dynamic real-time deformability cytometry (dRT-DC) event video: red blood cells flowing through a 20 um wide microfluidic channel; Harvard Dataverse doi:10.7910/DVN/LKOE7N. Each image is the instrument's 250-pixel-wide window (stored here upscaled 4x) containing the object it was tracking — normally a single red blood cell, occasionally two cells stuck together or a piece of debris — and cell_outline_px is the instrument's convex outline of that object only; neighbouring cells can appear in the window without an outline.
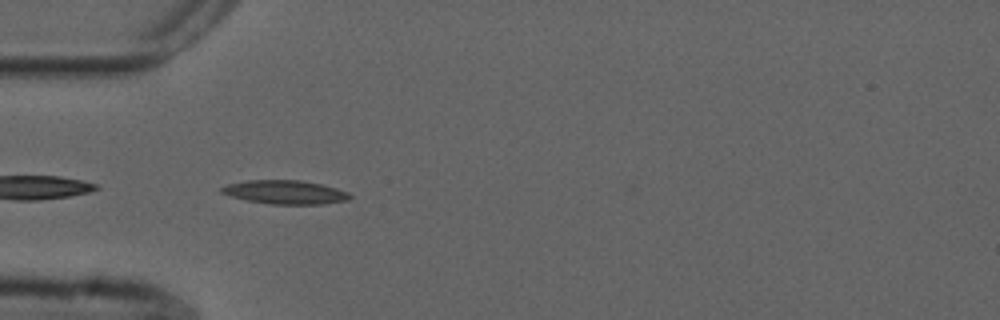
{"species": "common noctule bat (a hibernating species)", "species_latin": "Nyctalus noctula", "temperature_condition": "cold", "stored_images_in_passage": 33, "camera_frame_rate_fps": 3000, "um_per_image_px": 0.085, "animal": {"sex": "male", "forearm_length_mm": 52.5}, "frame": {"image": 1, "passage_image": 2, "time_ms": 0.333, "image_size_px": [1000, 320], "cell_outline_px": [[352, 196], [348, 200], [320, 204], [272, 204], [248, 200], [232, 196], [220, 192], [220, 188], [228, 184], [248, 180], [300, 180], [320, 184], [336, 188], [348, 192]], "centroid_in_image_um": [24.25, 16.33], "position_along_channel_um": 60.8, "area_um2": 17.51}}
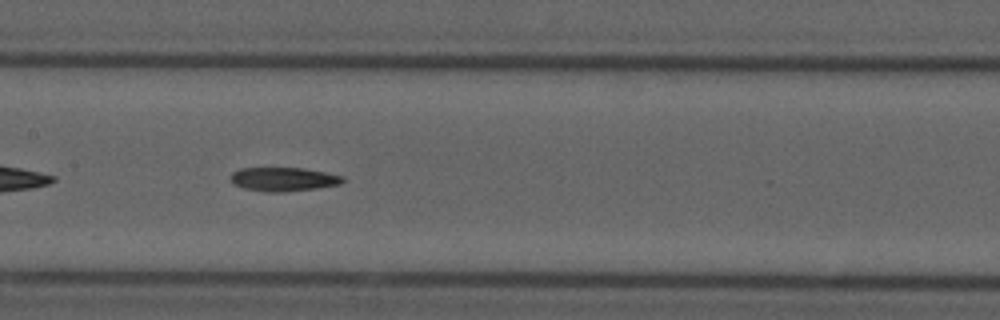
{"frame": {"image": 2, "passage_image": 12, "time_ms": 3.667, "image_size_px": [1000, 320], "cell_outline_px": [[344, 180], [340, 184], [316, 188], [280, 192], [268, 192], [244, 188], [232, 184], [232, 172], [240, 168], [304, 168], [344, 176]], "centroid_in_image_um": [24.09, 15.23], "position_along_channel_um": 183.3, "area_um2": 15.43}}
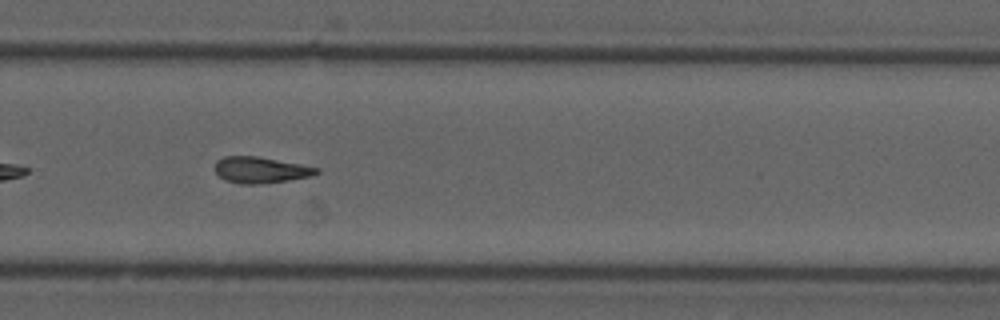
{"frame": {"image": 3, "passage_image": 22, "time_ms": 7.0, "image_size_px": [1000, 320], "cell_outline_px": [[320, 172], [312, 176], [288, 180], [260, 184], [240, 184], [224, 180], [216, 172], [216, 160], [224, 156], [256, 156], [300, 164], [320, 168]], "centroid_in_image_um": [22.16, 14.45], "position_along_channel_um": 307.6, "area_um2": 15.49}, "authors_computed_cell_mechanics": {"area_um2": 15.7794, "velocity_mm_per_s": 3.7456, "shape_relaxation_time_tau1_ms": 9.913, "shape_relaxation_time_tau2_ms": 8.2951, "deformation_change_tau1": 0.2304, "deformation_change_tau2": 0.1952}}